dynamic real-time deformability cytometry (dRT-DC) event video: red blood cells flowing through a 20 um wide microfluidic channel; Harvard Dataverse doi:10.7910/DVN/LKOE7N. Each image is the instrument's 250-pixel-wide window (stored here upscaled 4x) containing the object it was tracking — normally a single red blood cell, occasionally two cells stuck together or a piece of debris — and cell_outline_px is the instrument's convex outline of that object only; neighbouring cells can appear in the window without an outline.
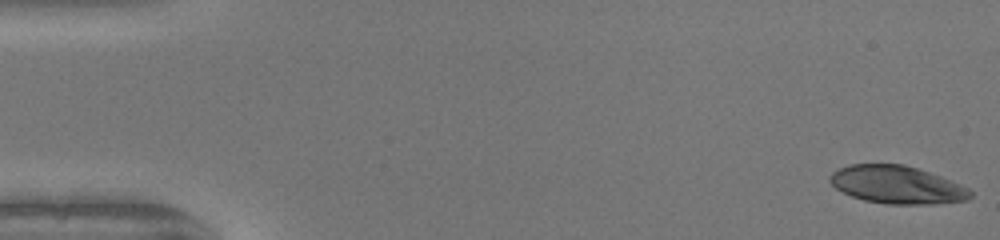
{"species": "human", "species_latin": "Homo sapiens", "temperature_condition": "warm", "stored_images_in_passage": 49, "camera_frame_rate_fps": 3000, "um_per_image_px": 0.085, "donor": {"sex": "female"}, "frame": {"image": 1, "passage_image": 1, "time_ms": 0.0, "image_size_px": [1000, 240], "cell_outline_px": [[972, 196], [968, 200], [932, 204], [884, 204], [864, 200], [852, 196], [836, 188], [828, 180], [832, 172], [848, 164], [904, 164], [940, 176], [960, 184], [968, 188], [972, 192]], "centroid_in_image_um": [76.24, 15.71], "position_along_channel_um": 8.8, "area_um2": 30.87}}
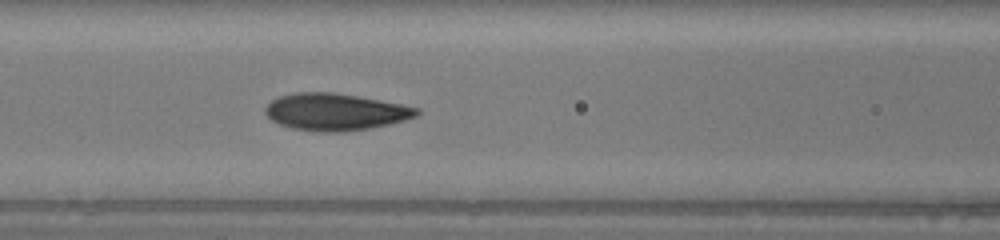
{"frame": {"image": 2, "passage_image": 21, "time_ms": 6.667, "image_size_px": [1000, 240], "cell_outline_px": [[420, 112], [416, 116], [404, 120], [372, 128], [344, 132], [320, 132], [292, 128], [280, 124], [272, 120], [264, 112], [264, 108], [272, 100], [280, 96], [296, 92], [336, 92], [380, 100], [420, 108]], "centroid_in_image_um": [28.5, 9.51], "position_along_channel_um": 138.1, "area_um2": 32.66}}
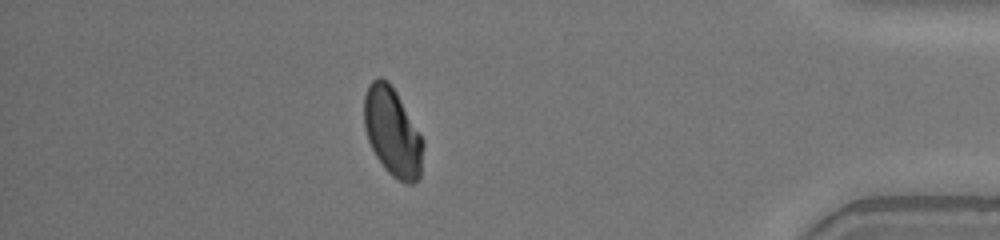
{"frame": {"image": 3, "passage_image": 43, "time_ms": 14.0, "image_size_px": [1000, 240], "cell_outline_px": [[424, 144], [420, 176], [412, 184], [408, 184], [392, 176], [384, 168], [376, 156], [368, 140], [364, 128], [364, 96], [368, 84], [376, 76], [380, 76], [388, 80], [396, 92], [424, 140]], "centroid_in_image_um": [33.35, 11.2], "position_along_channel_um": 401.9, "area_um2": 30.52}, "authors_computed_cell_mechanics": {"area_um2": 31.501, "velocity_mm_per_s": 4.1994, "shape_relaxation_time_tau1_ms": 4.4178, "shape_relaxation_time_tau2_ms": 0.7866, "deformation_change_tau1": 0.1708, "deformation_change_tau2": 0.0299}}